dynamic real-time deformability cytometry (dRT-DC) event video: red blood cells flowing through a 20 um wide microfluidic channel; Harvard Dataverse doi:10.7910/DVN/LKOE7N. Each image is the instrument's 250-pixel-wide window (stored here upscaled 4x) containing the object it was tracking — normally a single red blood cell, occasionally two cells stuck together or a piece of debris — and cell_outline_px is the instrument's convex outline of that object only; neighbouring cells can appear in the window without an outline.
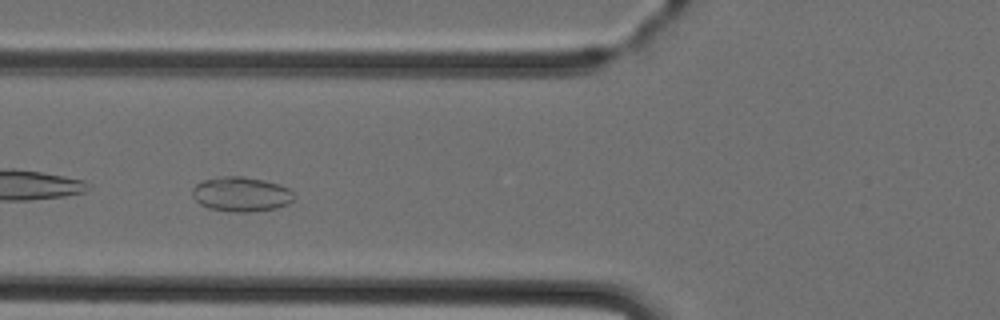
{"species": "Egyptian fruit bat (a non-hibernating species)", "species_latin": "Rousettus aegyptiacus", "temperature_condition": "cold", "stored_images_in_passage": 6, "camera_frame_rate_fps": 3000, "um_per_image_px": 0.085, "animal": {"sex": "female"}, "frame": {"image": 1, "passage_image": 5, "time_ms": 4.667, "image_size_px": [1000, 320], "cell_outline_px": [[296, 196], [288, 204], [276, 208], [248, 212], [232, 212], [208, 208], [200, 204], [192, 196], [192, 188], [200, 180], [220, 176], [244, 176], [264, 180], [280, 184], [288, 188]], "centroid_in_image_um": [20.48, 16.49], "position_along_channel_um": 105.3, "area_um2": 20.81}}
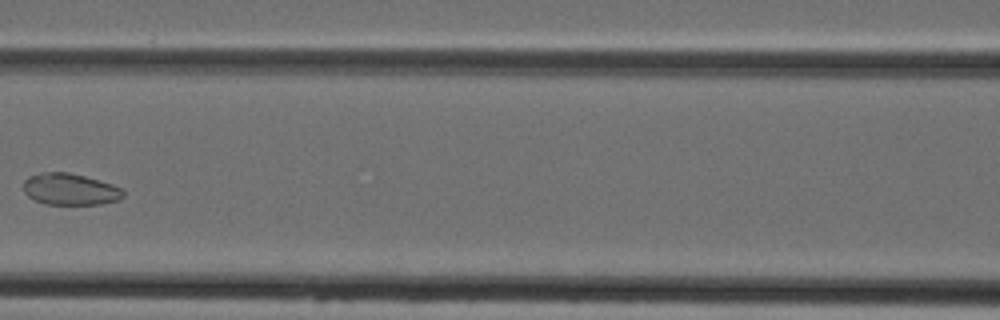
{"frame": {"image": 2, "passage_image": 6, "time_ms": 6.0, "image_size_px": [1000, 320], "cell_outline_px": [[124, 196], [116, 200], [100, 204], [44, 204], [28, 196], [24, 192], [24, 180], [28, 176], [44, 172], [68, 172], [84, 176], [112, 184], [124, 188]], "centroid_in_image_um": [5.96, 16.08], "position_along_channel_um": 160.6, "area_um2": 18.32}}